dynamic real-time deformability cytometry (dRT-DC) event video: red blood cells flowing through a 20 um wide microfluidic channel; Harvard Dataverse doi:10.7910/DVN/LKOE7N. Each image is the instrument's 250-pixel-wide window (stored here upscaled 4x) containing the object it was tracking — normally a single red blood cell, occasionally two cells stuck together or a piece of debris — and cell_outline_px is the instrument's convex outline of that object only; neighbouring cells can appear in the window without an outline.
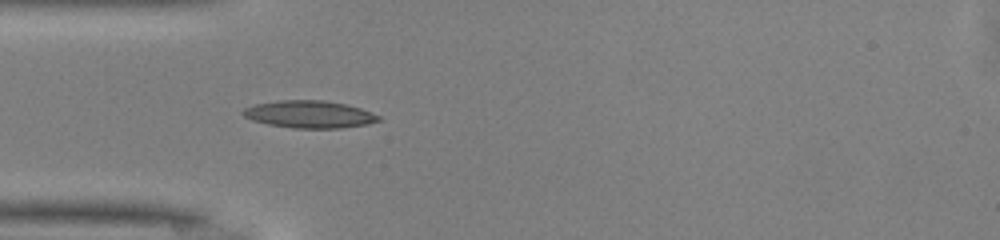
{"species": "common noctule bat (a hibernating species)", "species_latin": "Nyctalus noctula", "temperature_condition": "warm", "stored_images_in_passage": 36, "camera_frame_rate_fps": 3000, "um_per_image_px": 0.085, "animal": {"sex": "male", "body_mass_g": 13.0, "forearm_length_mm": 53.1}, "frame": {"image": 1, "passage_image": 1, "time_ms": 0.0, "image_size_px": [1000, 240], "cell_outline_px": [[380, 120], [368, 124], [340, 128], [292, 128], [268, 124], [252, 120], [244, 116], [240, 112], [244, 108], [256, 104], [280, 100], [324, 100], [344, 104], [360, 108], [380, 116]], "centroid_in_image_um": [26.27, 9.72], "position_along_channel_um": 58.7, "area_um2": 21.5}}
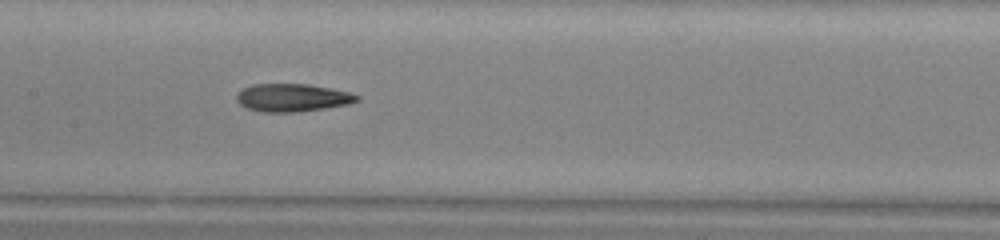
{"frame": {"image": 2, "passage_image": 10, "time_ms": 3.0, "image_size_px": [1000, 240], "cell_outline_px": [[360, 100], [348, 104], [324, 108], [296, 112], [264, 112], [248, 108], [240, 104], [236, 100], [236, 92], [252, 84], [308, 84], [348, 92], [360, 96]], "centroid_in_image_um": [24.83, 8.3], "position_along_channel_um": 182.6, "area_um2": 19.42}}
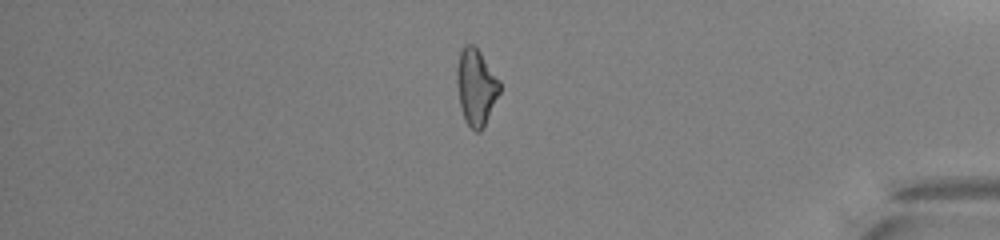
{"frame": {"image": 3, "passage_image": 28, "time_ms": 9.0, "image_size_px": [1000, 240], "cell_outline_px": [[500, 92], [484, 128], [480, 132], [476, 132], [464, 120], [460, 104], [456, 80], [456, 68], [460, 52], [464, 44], [472, 44], [480, 52], [500, 80]], "centroid_in_image_um": [40.47, 7.41], "position_along_channel_um": 394.7, "area_um2": 19.13}, "authors_computed_cell_mechanics": {"area_um2": 19.3341, "velocity_mm_per_s": 4.179, "shape_relaxation_time_tau1_ms": null, "shape_relaxation_time_tau2_ms": 3.5495, "deformation_change_tau1": null, "deformation_change_tau2": 0.1328}}